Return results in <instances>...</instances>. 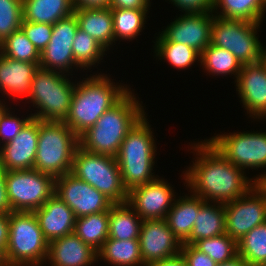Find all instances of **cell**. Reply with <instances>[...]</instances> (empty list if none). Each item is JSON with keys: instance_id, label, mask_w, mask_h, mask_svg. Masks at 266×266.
<instances>
[{"instance_id": "cell-7", "label": "cell", "mask_w": 266, "mask_h": 266, "mask_svg": "<svg viewBox=\"0 0 266 266\" xmlns=\"http://www.w3.org/2000/svg\"><path fill=\"white\" fill-rule=\"evenodd\" d=\"M76 84L65 74L38 67L35 70L30 94L27 99L35 108L31 116L42 121H64L68 115Z\"/></svg>"}, {"instance_id": "cell-20", "label": "cell", "mask_w": 266, "mask_h": 266, "mask_svg": "<svg viewBox=\"0 0 266 266\" xmlns=\"http://www.w3.org/2000/svg\"><path fill=\"white\" fill-rule=\"evenodd\" d=\"M33 212L48 242L74 232L76 217L56 194Z\"/></svg>"}, {"instance_id": "cell-49", "label": "cell", "mask_w": 266, "mask_h": 266, "mask_svg": "<svg viewBox=\"0 0 266 266\" xmlns=\"http://www.w3.org/2000/svg\"><path fill=\"white\" fill-rule=\"evenodd\" d=\"M0 266H9L6 258V253L0 249Z\"/></svg>"}, {"instance_id": "cell-12", "label": "cell", "mask_w": 266, "mask_h": 266, "mask_svg": "<svg viewBox=\"0 0 266 266\" xmlns=\"http://www.w3.org/2000/svg\"><path fill=\"white\" fill-rule=\"evenodd\" d=\"M226 234L239 242L254 227L266 222V188L256 183L242 197L224 204Z\"/></svg>"}, {"instance_id": "cell-26", "label": "cell", "mask_w": 266, "mask_h": 266, "mask_svg": "<svg viewBox=\"0 0 266 266\" xmlns=\"http://www.w3.org/2000/svg\"><path fill=\"white\" fill-rule=\"evenodd\" d=\"M23 21L53 25L74 13L72 0H22Z\"/></svg>"}, {"instance_id": "cell-10", "label": "cell", "mask_w": 266, "mask_h": 266, "mask_svg": "<svg viewBox=\"0 0 266 266\" xmlns=\"http://www.w3.org/2000/svg\"><path fill=\"white\" fill-rule=\"evenodd\" d=\"M6 189L12 211L33 212L55 192V178L35 169L6 171Z\"/></svg>"}, {"instance_id": "cell-51", "label": "cell", "mask_w": 266, "mask_h": 266, "mask_svg": "<svg viewBox=\"0 0 266 266\" xmlns=\"http://www.w3.org/2000/svg\"><path fill=\"white\" fill-rule=\"evenodd\" d=\"M7 109H11V108H6V105L3 104L0 100V118L3 115V113L7 110Z\"/></svg>"}, {"instance_id": "cell-13", "label": "cell", "mask_w": 266, "mask_h": 266, "mask_svg": "<svg viewBox=\"0 0 266 266\" xmlns=\"http://www.w3.org/2000/svg\"><path fill=\"white\" fill-rule=\"evenodd\" d=\"M54 194L73 211L76 218L108 211L113 204L103 193L72 173L55 178Z\"/></svg>"}, {"instance_id": "cell-9", "label": "cell", "mask_w": 266, "mask_h": 266, "mask_svg": "<svg viewBox=\"0 0 266 266\" xmlns=\"http://www.w3.org/2000/svg\"><path fill=\"white\" fill-rule=\"evenodd\" d=\"M261 23L213 16L211 44L231 52L241 65L260 62L265 48L257 38Z\"/></svg>"}, {"instance_id": "cell-34", "label": "cell", "mask_w": 266, "mask_h": 266, "mask_svg": "<svg viewBox=\"0 0 266 266\" xmlns=\"http://www.w3.org/2000/svg\"><path fill=\"white\" fill-rule=\"evenodd\" d=\"M238 255L251 266H266V222L254 227L239 242Z\"/></svg>"}, {"instance_id": "cell-48", "label": "cell", "mask_w": 266, "mask_h": 266, "mask_svg": "<svg viewBox=\"0 0 266 266\" xmlns=\"http://www.w3.org/2000/svg\"><path fill=\"white\" fill-rule=\"evenodd\" d=\"M217 266H251V265L248 264L242 257L238 255L233 260L217 264Z\"/></svg>"}, {"instance_id": "cell-28", "label": "cell", "mask_w": 266, "mask_h": 266, "mask_svg": "<svg viewBox=\"0 0 266 266\" xmlns=\"http://www.w3.org/2000/svg\"><path fill=\"white\" fill-rule=\"evenodd\" d=\"M74 233L98 252L109 238V210L76 218Z\"/></svg>"}, {"instance_id": "cell-19", "label": "cell", "mask_w": 266, "mask_h": 266, "mask_svg": "<svg viewBox=\"0 0 266 266\" xmlns=\"http://www.w3.org/2000/svg\"><path fill=\"white\" fill-rule=\"evenodd\" d=\"M38 137L39 120L32 118L14 139L0 144V166L6 171L33 169Z\"/></svg>"}, {"instance_id": "cell-35", "label": "cell", "mask_w": 266, "mask_h": 266, "mask_svg": "<svg viewBox=\"0 0 266 266\" xmlns=\"http://www.w3.org/2000/svg\"><path fill=\"white\" fill-rule=\"evenodd\" d=\"M0 53L14 60L40 63V52L20 28L0 44Z\"/></svg>"}, {"instance_id": "cell-11", "label": "cell", "mask_w": 266, "mask_h": 266, "mask_svg": "<svg viewBox=\"0 0 266 266\" xmlns=\"http://www.w3.org/2000/svg\"><path fill=\"white\" fill-rule=\"evenodd\" d=\"M207 141L225 159L242 170L266 168V132L224 133Z\"/></svg>"}, {"instance_id": "cell-18", "label": "cell", "mask_w": 266, "mask_h": 266, "mask_svg": "<svg viewBox=\"0 0 266 266\" xmlns=\"http://www.w3.org/2000/svg\"><path fill=\"white\" fill-rule=\"evenodd\" d=\"M241 101L250 117H266V60L242 65L236 79Z\"/></svg>"}, {"instance_id": "cell-25", "label": "cell", "mask_w": 266, "mask_h": 266, "mask_svg": "<svg viewBox=\"0 0 266 266\" xmlns=\"http://www.w3.org/2000/svg\"><path fill=\"white\" fill-rule=\"evenodd\" d=\"M209 203V204H208ZM217 205V206H216ZM226 233L224 204L205 202L198 212L190 236L182 244H195L202 239Z\"/></svg>"}, {"instance_id": "cell-42", "label": "cell", "mask_w": 266, "mask_h": 266, "mask_svg": "<svg viewBox=\"0 0 266 266\" xmlns=\"http://www.w3.org/2000/svg\"><path fill=\"white\" fill-rule=\"evenodd\" d=\"M215 0H170L185 13L213 12Z\"/></svg>"}, {"instance_id": "cell-46", "label": "cell", "mask_w": 266, "mask_h": 266, "mask_svg": "<svg viewBox=\"0 0 266 266\" xmlns=\"http://www.w3.org/2000/svg\"><path fill=\"white\" fill-rule=\"evenodd\" d=\"M147 266H187V263L182 253L180 252L177 255L156 261Z\"/></svg>"}, {"instance_id": "cell-15", "label": "cell", "mask_w": 266, "mask_h": 266, "mask_svg": "<svg viewBox=\"0 0 266 266\" xmlns=\"http://www.w3.org/2000/svg\"><path fill=\"white\" fill-rule=\"evenodd\" d=\"M140 252L145 266L181 252L182 243L169 228L166 219H145L142 221Z\"/></svg>"}, {"instance_id": "cell-43", "label": "cell", "mask_w": 266, "mask_h": 266, "mask_svg": "<svg viewBox=\"0 0 266 266\" xmlns=\"http://www.w3.org/2000/svg\"><path fill=\"white\" fill-rule=\"evenodd\" d=\"M12 207L6 189V170L0 166V213L9 215Z\"/></svg>"}, {"instance_id": "cell-38", "label": "cell", "mask_w": 266, "mask_h": 266, "mask_svg": "<svg viewBox=\"0 0 266 266\" xmlns=\"http://www.w3.org/2000/svg\"><path fill=\"white\" fill-rule=\"evenodd\" d=\"M22 0H0V44L21 27Z\"/></svg>"}, {"instance_id": "cell-31", "label": "cell", "mask_w": 266, "mask_h": 266, "mask_svg": "<svg viewBox=\"0 0 266 266\" xmlns=\"http://www.w3.org/2000/svg\"><path fill=\"white\" fill-rule=\"evenodd\" d=\"M200 63L210 74L226 76L231 73V75H235L236 79L242 68L231 52L211 43L201 53Z\"/></svg>"}, {"instance_id": "cell-41", "label": "cell", "mask_w": 266, "mask_h": 266, "mask_svg": "<svg viewBox=\"0 0 266 266\" xmlns=\"http://www.w3.org/2000/svg\"><path fill=\"white\" fill-rule=\"evenodd\" d=\"M181 253L187 266H217L207 254L199 251L193 244H182Z\"/></svg>"}, {"instance_id": "cell-52", "label": "cell", "mask_w": 266, "mask_h": 266, "mask_svg": "<svg viewBox=\"0 0 266 266\" xmlns=\"http://www.w3.org/2000/svg\"><path fill=\"white\" fill-rule=\"evenodd\" d=\"M264 59L266 60V47H265V56H264Z\"/></svg>"}, {"instance_id": "cell-39", "label": "cell", "mask_w": 266, "mask_h": 266, "mask_svg": "<svg viewBox=\"0 0 266 266\" xmlns=\"http://www.w3.org/2000/svg\"><path fill=\"white\" fill-rule=\"evenodd\" d=\"M20 28L31 43L41 52L50 42L53 25L22 20Z\"/></svg>"}, {"instance_id": "cell-21", "label": "cell", "mask_w": 266, "mask_h": 266, "mask_svg": "<svg viewBox=\"0 0 266 266\" xmlns=\"http://www.w3.org/2000/svg\"><path fill=\"white\" fill-rule=\"evenodd\" d=\"M97 253L73 232L49 242L47 260L51 266H91Z\"/></svg>"}, {"instance_id": "cell-6", "label": "cell", "mask_w": 266, "mask_h": 266, "mask_svg": "<svg viewBox=\"0 0 266 266\" xmlns=\"http://www.w3.org/2000/svg\"><path fill=\"white\" fill-rule=\"evenodd\" d=\"M48 246L34 212L13 211L9 214L6 250L9 266H41L47 260Z\"/></svg>"}, {"instance_id": "cell-37", "label": "cell", "mask_w": 266, "mask_h": 266, "mask_svg": "<svg viewBox=\"0 0 266 266\" xmlns=\"http://www.w3.org/2000/svg\"><path fill=\"white\" fill-rule=\"evenodd\" d=\"M194 246L217 264L231 261L238 256L237 242L226 233L199 240Z\"/></svg>"}, {"instance_id": "cell-40", "label": "cell", "mask_w": 266, "mask_h": 266, "mask_svg": "<svg viewBox=\"0 0 266 266\" xmlns=\"http://www.w3.org/2000/svg\"><path fill=\"white\" fill-rule=\"evenodd\" d=\"M7 109L0 118V143H9L14 139L24 126L33 118L32 116L20 119ZM11 113V114H10ZM4 141V142H3Z\"/></svg>"}, {"instance_id": "cell-24", "label": "cell", "mask_w": 266, "mask_h": 266, "mask_svg": "<svg viewBox=\"0 0 266 266\" xmlns=\"http://www.w3.org/2000/svg\"><path fill=\"white\" fill-rule=\"evenodd\" d=\"M205 202L194 194L185 195L183 198L175 199L173 206L167 212L166 222L181 243L190 236L199 209Z\"/></svg>"}, {"instance_id": "cell-45", "label": "cell", "mask_w": 266, "mask_h": 266, "mask_svg": "<svg viewBox=\"0 0 266 266\" xmlns=\"http://www.w3.org/2000/svg\"><path fill=\"white\" fill-rule=\"evenodd\" d=\"M9 241V215L0 213V249L6 253Z\"/></svg>"}, {"instance_id": "cell-33", "label": "cell", "mask_w": 266, "mask_h": 266, "mask_svg": "<svg viewBox=\"0 0 266 266\" xmlns=\"http://www.w3.org/2000/svg\"><path fill=\"white\" fill-rule=\"evenodd\" d=\"M113 18L114 42L134 39L140 35L148 10L111 8Z\"/></svg>"}, {"instance_id": "cell-4", "label": "cell", "mask_w": 266, "mask_h": 266, "mask_svg": "<svg viewBox=\"0 0 266 266\" xmlns=\"http://www.w3.org/2000/svg\"><path fill=\"white\" fill-rule=\"evenodd\" d=\"M147 120L144 114L129 130L116 155L122 181L128 192L157 178L152 173L156 145Z\"/></svg>"}, {"instance_id": "cell-36", "label": "cell", "mask_w": 266, "mask_h": 266, "mask_svg": "<svg viewBox=\"0 0 266 266\" xmlns=\"http://www.w3.org/2000/svg\"><path fill=\"white\" fill-rule=\"evenodd\" d=\"M75 64L79 68H90L95 63L99 64L105 55V50L89 34L78 28L72 45Z\"/></svg>"}, {"instance_id": "cell-47", "label": "cell", "mask_w": 266, "mask_h": 266, "mask_svg": "<svg viewBox=\"0 0 266 266\" xmlns=\"http://www.w3.org/2000/svg\"><path fill=\"white\" fill-rule=\"evenodd\" d=\"M110 0H72L74 9L109 7Z\"/></svg>"}, {"instance_id": "cell-22", "label": "cell", "mask_w": 266, "mask_h": 266, "mask_svg": "<svg viewBox=\"0 0 266 266\" xmlns=\"http://www.w3.org/2000/svg\"><path fill=\"white\" fill-rule=\"evenodd\" d=\"M40 63L14 60L0 53V91L14 98H28Z\"/></svg>"}, {"instance_id": "cell-8", "label": "cell", "mask_w": 266, "mask_h": 266, "mask_svg": "<svg viewBox=\"0 0 266 266\" xmlns=\"http://www.w3.org/2000/svg\"><path fill=\"white\" fill-rule=\"evenodd\" d=\"M71 173L103 193L113 203L128 201L116 157L85 151L80 146L74 153Z\"/></svg>"}, {"instance_id": "cell-5", "label": "cell", "mask_w": 266, "mask_h": 266, "mask_svg": "<svg viewBox=\"0 0 266 266\" xmlns=\"http://www.w3.org/2000/svg\"><path fill=\"white\" fill-rule=\"evenodd\" d=\"M79 137L63 121L39 120L35 170L54 178L71 173Z\"/></svg>"}, {"instance_id": "cell-27", "label": "cell", "mask_w": 266, "mask_h": 266, "mask_svg": "<svg viewBox=\"0 0 266 266\" xmlns=\"http://www.w3.org/2000/svg\"><path fill=\"white\" fill-rule=\"evenodd\" d=\"M141 217L128 203H113L109 209V238L139 240Z\"/></svg>"}, {"instance_id": "cell-3", "label": "cell", "mask_w": 266, "mask_h": 266, "mask_svg": "<svg viewBox=\"0 0 266 266\" xmlns=\"http://www.w3.org/2000/svg\"><path fill=\"white\" fill-rule=\"evenodd\" d=\"M143 106L129 91L79 137L85 151L116 157L129 130L145 114Z\"/></svg>"}, {"instance_id": "cell-14", "label": "cell", "mask_w": 266, "mask_h": 266, "mask_svg": "<svg viewBox=\"0 0 266 266\" xmlns=\"http://www.w3.org/2000/svg\"><path fill=\"white\" fill-rule=\"evenodd\" d=\"M78 28L74 13L54 23L50 42L40 52L39 66L63 74L70 73L72 66L78 68L72 50Z\"/></svg>"}, {"instance_id": "cell-50", "label": "cell", "mask_w": 266, "mask_h": 266, "mask_svg": "<svg viewBox=\"0 0 266 266\" xmlns=\"http://www.w3.org/2000/svg\"><path fill=\"white\" fill-rule=\"evenodd\" d=\"M266 173V172H265ZM256 183H261L266 188V174L258 175L255 179H253Z\"/></svg>"}, {"instance_id": "cell-2", "label": "cell", "mask_w": 266, "mask_h": 266, "mask_svg": "<svg viewBox=\"0 0 266 266\" xmlns=\"http://www.w3.org/2000/svg\"><path fill=\"white\" fill-rule=\"evenodd\" d=\"M76 86L68 115L63 122L78 137L91 128L103 113L117 104L130 90L127 86H118L115 83L113 85L111 79L102 74L92 75Z\"/></svg>"}, {"instance_id": "cell-44", "label": "cell", "mask_w": 266, "mask_h": 266, "mask_svg": "<svg viewBox=\"0 0 266 266\" xmlns=\"http://www.w3.org/2000/svg\"><path fill=\"white\" fill-rule=\"evenodd\" d=\"M150 0H110L109 8L148 10Z\"/></svg>"}, {"instance_id": "cell-23", "label": "cell", "mask_w": 266, "mask_h": 266, "mask_svg": "<svg viewBox=\"0 0 266 266\" xmlns=\"http://www.w3.org/2000/svg\"><path fill=\"white\" fill-rule=\"evenodd\" d=\"M78 27L105 50L114 42L112 11L109 7L74 9Z\"/></svg>"}, {"instance_id": "cell-16", "label": "cell", "mask_w": 266, "mask_h": 266, "mask_svg": "<svg viewBox=\"0 0 266 266\" xmlns=\"http://www.w3.org/2000/svg\"><path fill=\"white\" fill-rule=\"evenodd\" d=\"M163 178L138 186L128 192V203L145 219H163L173 206L174 190Z\"/></svg>"}, {"instance_id": "cell-17", "label": "cell", "mask_w": 266, "mask_h": 266, "mask_svg": "<svg viewBox=\"0 0 266 266\" xmlns=\"http://www.w3.org/2000/svg\"><path fill=\"white\" fill-rule=\"evenodd\" d=\"M212 12L185 13L161 32L170 42L188 45L200 54L211 43Z\"/></svg>"}, {"instance_id": "cell-1", "label": "cell", "mask_w": 266, "mask_h": 266, "mask_svg": "<svg viewBox=\"0 0 266 266\" xmlns=\"http://www.w3.org/2000/svg\"><path fill=\"white\" fill-rule=\"evenodd\" d=\"M195 163L186 170L184 180L191 193L204 201L226 204L242 197L256 184L245 172L225 159L206 140L194 143ZM198 153V154H197Z\"/></svg>"}, {"instance_id": "cell-32", "label": "cell", "mask_w": 266, "mask_h": 266, "mask_svg": "<svg viewBox=\"0 0 266 266\" xmlns=\"http://www.w3.org/2000/svg\"><path fill=\"white\" fill-rule=\"evenodd\" d=\"M155 43L156 56L168 60L170 65L178 69H186L196 60L200 61L201 54L198 51L182 43L167 41L161 34Z\"/></svg>"}, {"instance_id": "cell-29", "label": "cell", "mask_w": 266, "mask_h": 266, "mask_svg": "<svg viewBox=\"0 0 266 266\" xmlns=\"http://www.w3.org/2000/svg\"><path fill=\"white\" fill-rule=\"evenodd\" d=\"M97 254L98 259L115 266H145L139 240L107 239Z\"/></svg>"}, {"instance_id": "cell-30", "label": "cell", "mask_w": 266, "mask_h": 266, "mask_svg": "<svg viewBox=\"0 0 266 266\" xmlns=\"http://www.w3.org/2000/svg\"><path fill=\"white\" fill-rule=\"evenodd\" d=\"M221 10L216 16L261 23L266 11V0H215L214 10Z\"/></svg>"}]
</instances>
